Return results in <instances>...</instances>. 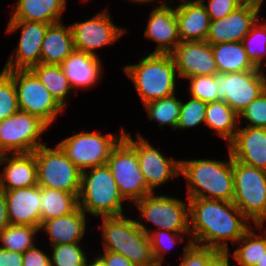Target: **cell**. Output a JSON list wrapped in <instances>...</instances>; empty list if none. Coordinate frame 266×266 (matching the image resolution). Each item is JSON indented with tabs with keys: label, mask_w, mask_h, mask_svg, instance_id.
I'll return each instance as SVG.
<instances>
[{
	"label": "cell",
	"mask_w": 266,
	"mask_h": 266,
	"mask_svg": "<svg viewBox=\"0 0 266 266\" xmlns=\"http://www.w3.org/2000/svg\"><path fill=\"white\" fill-rule=\"evenodd\" d=\"M192 242L228 252V241L236 242L250 229L249 220L233 203L225 200L187 198ZM248 224V225H247Z\"/></svg>",
	"instance_id": "1"
},
{
	"label": "cell",
	"mask_w": 266,
	"mask_h": 266,
	"mask_svg": "<svg viewBox=\"0 0 266 266\" xmlns=\"http://www.w3.org/2000/svg\"><path fill=\"white\" fill-rule=\"evenodd\" d=\"M180 175L187 180V198L234 199L233 157L229 161L213 159L181 160Z\"/></svg>",
	"instance_id": "2"
},
{
	"label": "cell",
	"mask_w": 266,
	"mask_h": 266,
	"mask_svg": "<svg viewBox=\"0 0 266 266\" xmlns=\"http://www.w3.org/2000/svg\"><path fill=\"white\" fill-rule=\"evenodd\" d=\"M144 104L175 94L176 73L171 54L150 53L123 68Z\"/></svg>",
	"instance_id": "3"
},
{
	"label": "cell",
	"mask_w": 266,
	"mask_h": 266,
	"mask_svg": "<svg viewBox=\"0 0 266 266\" xmlns=\"http://www.w3.org/2000/svg\"><path fill=\"white\" fill-rule=\"evenodd\" d=\"M124 201L107 164L81 172L78 207L85 213L99 217L122 216Z\"/></svg>",
	"instance_id": "4"
},
{
	"label": "cell",
	"mask_w": 266,
	"mask_h": 266,
	"mask_svg": "<svg viewBox=\"0 0 266 266\" xmlns=\"http://www.w3.org/2000/svg\"><path fill=\"white\" fill-rule=\"evenodd\" d=\"M104 250L125 256L135 266L152 265L151 243L136 220L122 216L101 217Z\"/></svg>",
	"instance_id": "5"
},
{
	"label": "cell",
	"mask_w": 266,
	"mask_h": 266,
	"mask_svg": "<svg viewBox=\"0 0 266 266\" xmlns=\"http://www.w3.org/2000/svg\"><path fill=\"white\" fill-rule=\"evenodd\" d=\"M233 178L232 202L255 227L261 228L266 221V171L233 159Z\"/></svg>",
	"instance_id": "6"
},
{
	"label": "cell",
	"mask_w": 266,
	"mask_h": 266,
	"mask_svg": "<svg viewBox=\"0 0 266 266\" xmlns=\"http://www.w3.org/2000/svg\"><path fill=\"white\" fill-rule=\"evenodd\" d=\"M33 153L37 163V185L79 197L82 171L58 144L55 148L41 145Z\"/></svg>",
	"instance_id": "7"
},
{
	"label": "cell",
	"mask_w": 266,
	"mask_h": 266,
	"mask_svg": "<svg viewBox=\"0 0 266 266\" xmlns=\"http://www.w3.org/2000/svg\"><path fill=\"white\" fill-rule=\"evenodd\" d=\"M14 81L19 110L38 117L48 127L62 112L63 107L55 100L38 77L29 70H4Z\"/></svg>",
	"instance_id": "8"
},
{
	"label": "cell",
	"mask_w": 266,
	"mask_h": 266,
	"mask_svg": "<svg viewBox=\"0 0 266 266\" xmlns=\"http://www.w3.org/2000/svg\"><path fill=\"white\" fill-rule=\"evenodd\" d=\"M125 131L119 135L98 132H79L58 143L67 157L81 170L99 167L107 164L113 148L123 138Z\"/></svg>",
	"instance_id": "9"
},
{
	"label": "cell",
	"mask_w": 266,
	"mask_h": 266,
	"mask_svg": "<svg viewBox=\"0 0 266 266\" xmlns=\"http://www.w3.org/2000/svg\"><path fill=\"white\" fill-rule=\"evenodd\" d=\"M107 166L121 195L125 200H130V204L151 194L141 173L136 151L124 138L113 148Z\"/></svg>",
	"instance_id": "10"
},
{
	"label": "cell",
	"mask_w": 266,
	"mask_h": 266,
	"mask_svg": "<svg viewBox=\"0 0 266 266\" xmlns=\"http://www.w3.org/2000/svg\"><path fill=\"white\" fill-rule=\"evenodd\" d=\"M47 128L38 117L18 110L0 122V155L34 152L44 145L38 139Z\"/></svg>",
	"instance_id": "11"
},
{
	"label": "cell",
	"mask_w": 266,
	"mask_h": 266,
	"mask_svg": "<svg viewBox=\"0 0 266 266\" xmlns=\"http://www.w3.org/2000/svg\"><path fill=\"white\" fill-rule=\"evenodd\" d=\"M133 204L139 209V217L152 222L157 230L190 233L189 206L184 200L151 193Z\"/></svg>",
	"instance_id": "12"
},
{
	"label": "cell",
	"mask_w": 266,
	"mask_h": 266,
	"mask_svg": "<svg viewBox=\"0 0 266 266\" xmlns=\"http://www.w3.org/2000/svg\"><path fill=\"white\" fill-rule=\"evenodd\" d=\"M264 70L216 73L218 101H225L238 115L266 89Z\"/></svg>",
	"instance_id": "13"
},
{
	"label": "cell",
	"mask_w": 266,
	"mask_h": 266,
	"mask_svg": "<svg viewBox=\"0 0 266 266\" xmlns=\"http://www.w3.org/2000/svg\"><path fill=\"white\" fill-rule=\"evenodd\" d=\"M123 138L135 149L141 173L151 193H155L154 189L169 179L180 176L181 160L165 158L138 132L136 141L127 132L124 133Z\"/></svg>",
	"instance_id": "14"
},
{
	"label": "cell",
	"mask_w": 266,
	"mask_h": 266,
	"mask_svg": "<svg viewBox=\"0 0 266 266\" xmlns=\"http://www.w3.org/2000/svg\"><path fill=\"white\" fill-rule=\"evenodd\" d=\"M49 25L35 21L10 20L6 33L21 28V34L18 47L14 50L16 52L9 57L3 70H29L40 64L41 46Z\"/></svg>",
	"instance_id": "15"
},
{
	"label": "cell",
	"mask_w": 266,
	"mask_h": 266,
	"mask_svg": "<svg viewBox=\"0 0 266 266\" xmlns=\"http://www.w3.org/2000/svg\"><path fill=\"white\" fill-rule=\"evenodd\" d=\"M110 17L108 11L104 10L86 21L71 24L75 50L97 56L95 49L113 44L127 32L113 24Z\"/></svg>",
	"instance_id": "16"
},
{
	"label": "cell",
	"mask_w": 266,
	"mask_h": 266,
	"mask_svg": "<svg viewBox=\"0 0 266 266\" xmlns=\"http://www.w3.org/2000/svg\"><path fill=\"white\" fill-rule=\"evenodd\" d=\"M170 54L181 78L218 73L212 46L206 41H181Z\"/></svg>",
	"instance_id": "17"
},
{
	"label": "cell",
	"mask_w": 266,
	"mask_h": 266,
	"mask_svg": "<svg viewBox=\"0 0 266 266\" xmlns=\"http://www.w3.org/2000/svg\"><path fill=\"white\" fill-rule=\"evenodd\" d=\"M260 10L252 6H238L222 19L210 21L206 42L210 44L241 42L259 19Z\"/></svg>",
	"instance_id": "18"
},
{
	"label": "cell",
	"mask_w": 266,
	"mask_h": 266,
	"mask_svg": "<svg viewBox=\"0 0 266 266\" xmlns=\"http://www.w3.org/2000/svg\"><path fill=\"white\" fill-rule=\"evenodd\" d=\"M144 36L157 43L152 53L170 54L181 42L175 7H169L164 0L159 6H155L150 12Z\"/></svg>",
	"instance_id": "19"
},
{
	"label": "cell",
	"mask_w": 266,
	"mask_h": 266,
	"mask_svg": "<svg viewBox=\"0 0 266 266\" xmlns=\"http://www.w3.org/2000/svg\"><path fill=\"white\" fill-rule=\"evenodd\" d=\"M7 212L10 225L39 227L41 225V187L6 190Z\"/></svg>",
	"instance_id": "20"
},
{
	"label": "cell",
	"mask_w": 266,
	"mask_h": 266,
	"mask_svg": "<svg viewBox=\"0 0 266 266\" xmlns=\"http://www.w3.org/2000/svg\"><path fill=\"white\" fill-rule=\"evenodd\" d=\"M228 148L234 160L266 171V128L240 126Z\"/></svg>",
	"instance_id": "21"
},
{
	"label": "cell",
	"mask_w": 266,
	"mask_h": 266,
	"mask_svg": "<svg viewBox=\"0 0 266 266\" xmlns=\"http://www.w3.org/2000/svg\"><path fill=\"white\" fill-rule=\"evenodd\" d=\"M4 162L6 165L0 174V189L6 191L37 185V163L33 152L1 154L0 165Z\"/></svg>",
	"instance_id": "22"
},
{
	"label": "cell",
	"mask_w": 266,
	"mask_h": 266,
	"mask_svg": "<svg viewBox=\"0 0 266 266\" xmlns=\"http://www.w3.org/2000/svg\"><path fill=\"white\" fill-rule=\"evenodd\" d=\"M181 41H206L210 17L199 0H181L175 7Z\"/></svg>",
	"instance_id": "23"
},
{
	"label": "cell",
	"mask_w": 266,
	"mask_h": 266,
	"mask_svg": "<svg viewBox=\"0 0 266 266\" xmlns=\"http://www.w3.org/2000/svg\"><path fill=\"white\" fill-rule=\"evenodd\" d=\"M60 66L72 89L74 87L85 89L94 86L101 79L103 70L98 56L79 50H74Z\"/></svg>",
	"instance_id": "24"
},
{
	"label": "cell",
	"mask_w": 266,
	"mask_h": 266,
	"mask_svg": "<svg viewBox=\"0 0 266 266\" xmlns=\"http://www.w3.org/2000/svg\"><path fill=\"white\" fill-rule=\"evenodd\" d=\"M85 214L77 207L72 213L42 222L39 229L48 233L51 246L79 243L86 232Z\"/></svg>",
	"instance_id": "25"
},
{
	"label": "cell",
	"mask_w": 266,
	"mask_h": 266,
	"mask_svg": "<svg viewBox=\"0 0 266 266\" xmlns=\"http://www.w3.org/2000/svg\"><path fill=\"white\" fill-rule=\"evenodd\" d=\"M75 50L72 31L69 26L58 22L48 26L42 46L41 63L60 65Z\"/></svg>",
	"instance_id": "26"
},
{
	"label": "cell",
	"mask_w": 266,
	"mask_h": 266,
	"mask_svg": "<svg viewBox=\"0 0 266 266\" xmlns=\"http://www.w3.org/2000/svg\"><path fill=\"white\" fill-rule=\"evenodd\" d=\"M67 0H18L10 20L55 24L61 22Z\"/></svg>",
	"instance_id": "27"
},
{
	"label": "cell",
	"mask_w": 266,
	"mask_h": 266,
	"mask_svg": "<svg viewBox=\"0 0 266 266\" xmlns=\"http://www.w3.org/2000/svg\"><path fill=\"white\" fill-rule=\"evenodd\" d=\"M211 46L218 73L261 70L251 63L242 42H225Z\"/></svg>",
	"instance_id": "28"
},
{
	"label": "cell",
	"mask_w": 266,
	"mask_h": 266,
	"mask_svg": "<svg viewBox=\"0 0 266 266\" xmlns=\"http://www.w3.org/2000/svg\"><path fill=\"white\" fill-rule=\"evenodd\" d=\"M239 120V115L225 101L207 103L205 124L225 139L228 142L227 145L235 138L239 129L237 122H241Z\"/></svg>",
	"instance_id": "29"
},
{
	"label": "cell",
	"mask_w": 266,
	"mask_h": 266,
	"mask_svg": "<svg viewBox=\"0 0 266 266\" xmlns=\"http://www.w3.org/2000/svg\"><path fill=\"white\" fill-rule=\"evenodd\" d=\"M41 223L72 213L78 207L75 194L41 187Z\"/></svg>",
	"instance_id": "30"
},
{
	"label": "cell",
	"mask_w": 266,
	"mask_h": 266,
	"mask_svg": "<svg viewBox=\"0 0 266 266\" xmlns=\"http://www.w3.org/2000/svg\"><path fill=\"white\" fill-rule=\"evenodd\" d=\"M48 89L55 100L64 108L72 91L69 80L60 65L38 64L30 69Z\"/></svg>",
	"instance_id": "31"
},
{
	"label": "cell",
	"mask_w": 266,
	"mask_h": 266,
	"mask_svg": "<svg viewBox=\"0 0 266 266\" xmlns=\"http://www.w3.org/2000/svg\"><path fill=\"white\" fill-rule=\"evenodd\" d=\"M241 242L230 255L240 266H255L266 253V232L260 235L250 229L237 241Z\"/></svg>",
	"instance_id": "32"
},
{
	"label": "cell",
	"mask_w": 266,
	"mask_h": 266,
	"mask_svg": "<svg viewBox=\"0 0 266 266\" xmlns=\"http://www.w3.org/2000/svg\"><path fill=\"white\" fill-rule=\"evenodd\" d=\"M39 227L8 225L0 232V247L23 254L35 246L34 237Z\"/></svg>",
	"instance_id": "33"
},
{
	"label": "cell",
	"mask_w": 266,
	"mask_h": 266,
	"mask_svg": "<svg viewBox=\"0 0 266 266\" xmlns=\"http://www.w3.org/2000/svg\"><path fill=\"white\" fill-rule=\"evenodd\" d=\"M145 109L147 110L150 120H156L159 124V127H164V125L171 126L176 130L181 100H178L175 94L160 98L158 100L150 101L144 104Z\"/></svg>",
	"instance_id": "34"
},
{
	"label": "cell",
	"mask_w": 266,
	"mask_h": 266,
	"mask_svg": "<svg viewBox=\"0 0 266 266\" xmlns=\"http://www.w3.org/2000/svg\"><path fill=\"white\" fill-rule=\"evenodd\" d=\"M241 42L251 63L263 70L266 67V62L262 64L266 56V23L260 24L258 19Z\"/></svg>",
	"instance_id": "35"
},
{
	"label": "cell",
	"mask_w": 266,
	"mask_h": 266,
	"mask_svg": "<svg viewBox=\"0 0 266 266\" xmlns=\"http://www.w3.org/2000/svg\"><path fill=\"white\" fill-rule=\"evenodd\" d=\"M136 223L145 233H147L149 241L151 243V252L154 262L160 265H162V259H164L163 254H167L168 249L170 250V247L174 246V244L176 243L175 241H177L178 239V235H190V233H176L167 230L148 231L145 225L142 224L143 222L136 220Z\"/></svg>",
	"instance_id": "36"
},
{
	"label": "cell",
	"mask_w": 266,
	"mask_h": 266,
	"mask_svg": "<svg viewBox=\"0 0 266 266\" xmlns=\"http://www.w3.org/2000/svg\"><path fill=\"white\" fill-rule=\"evenodd\" d=\"M51 266H85L86 255L79 243L52 246Z\"/></svg>",
	"instance_id": "37"
},
{
	"label": "cell",
	"mask_w": 266,
	"mask_h": 266,
	"mask_svg": "<svg viewBox=\"0 0 266 266\" xmlns=\"http://www.w3.org/2000/svg\"><path fill=\"white\" fill-rule=\"evenodd\" d=\"M18 110L17 90L14 81L2 70L0 73V122Z\"/></svg>",
	"instance_id": "38"
},
{
	"label": "cell",
	"mask_w": 266,
	"mask_h": 266,
	"mask_svg": "<svg viewBox=\"0 0 266 266\" xmlns=\"http://www.w3.org/2000/svg\"><path fill=\"white\" fill-rule=\"evenodd\" d=\"M207 103L190 98L186 103L181 102L179 120L176 129L196 127L200 123L205 124Z\"/></svg>",
	"instance_id": "39"
},
{
	"label": "cell",
	"mask_w": 266,
	"mask_h": 266,
	"mask_svg": "<svg viewBox=\"0 0 266 266\" xmlns=\"http://www.w3.org/2000/svg\"><path fill=\"white\" fill-rule=\"evenodd\" d=\"M189 85L190 97L205 103L218 101V90L215 75H197L191 78Z\"/></svg>",
	"instance_id": "40"
},
{
	"label": "cell",
	"mask_w": 266,
	"mask_h": 266,
	"mask_svg": "<svg viewBox=\"0 0 266 266\" xmlns=\"http://www.w3.org/2000/svg\"><path fill=\"white\" fill-rule=\"evenodd\" d=\"M221 251L194 244L192 240L184 247V256L179 266H208Z\"/></svg>",
	"instance_id": "41"
},
{
	"label": "cell",
	"mask_w": 266,
	"mask_h": 266,
	"mask_svg": "<svg viewBox=\"0 0 266 266\" xmlns=\"http://www.w3.org/2000/svg\"><path fill=\"white\" fill-rule=\"evenodd\" d=\"M247 127L266 128V89L239 114Z\"/></svg>",
	"instance_id": "42"
},
{
	"label": "cell",
	"mask_w": 266,
	"mask_h": 266,
	"mask_svg": "<svg viewBox=\"0 0 266 266\" xmlns=\"http://www.w3.org/2000/svg\"><path fill=\"white\" fill-rule=\"evenodd\" d=\"M199 1L205 7L210 21L222 19L240 6L235 0H208V5L203 0Z\"/></svg>",
	"instance_id": "43"
},
{
	"label": "cell",
	"mask_w": 266,
	"mask_h": 266,
	"mask_svg": "<svg viewBox=\"0 0 266 266\" xmlns=\"http://www.w3.org/2000/svg\"><path fill=\"white\" fill-rule=\"evenodd\" d=\"M23 266H51V257L34 246L23 253Z\"/></svg>",
	"instance_id": "44"
},
{
	"label": "cell",
	"mask_w": 266,
	"mask_h": 266,
	"mask_svg": "<svg viewBox=\"0 0 266 266\" xmlns=\"http://www.w3.org/2000/svg\"><path fill=\"white\" fill-rule=\"evenodd\" d=\"M0 266H23V254L0 247Z\"/></svg>",
	"instance_id": "45"
},
{
	"label": "cell",
	"mask_w": 266,
	"mask_h": 266,
	"mask_svg": "<svg viewBox=\"0 0 266 266\" xmlns=\"http://www.w3.org/2000/svg\"><path fill=\"white\" fill-rule=\"evenodd\" d=\"M100 258L104 261L106 266H135L125 256L109 250H104V254Z\"/></svg>",
	"instance_id": "46"
},
{
	"label": "cell",
	"mask_w": 266,
	"mask_h": 266,
	"mask_svg": "<svg viewBox=\"0 0 266 266\" xmlns=\"http://www.w3.org/2000/svg\"><path fill=\"white\" fill-rule=\"evenodd\" d=\"M8 225H10V223L7 212V200L5 192L0 189V232Z\"/></svg>",
	"instance_id": "47"
},
{
	"label": "cell",
	"mask_w": 266,
	"mask_h": 266,
	"mask_svg": "<svg viewBox=\"0 0 266 266\" xmlns=\"http://www.w3.org/2000/svg\"><path fill=\"white\" fill-rule=\"evenodd\" d=\"M208 266H231L229 263V251L220 252L209 264Z\"/></svg>",
	"instance_id": "48"
},
{
	"label": "cell",
	"mask_w": 266,
	"mask_h": 266,
	"mask_svg": "<svg viewBox=\"0 0 266 266\" xmlns=\"http://www.w3.org/2000/svg\"><path fill=\"white\" fill-rule=\"evenodd\" d=\"M240 6H252L261 8L264 0H235Z\"/></svg>",
	"instance_id": "49"
},
{
	"label": "cell",
	"mask_w": 266,
	"mask_h": 266,
	"mask_svg": "<svg viewBox=\"0 0 266 266\" xmlns=\"http://www.w3.org/2000/svg\"><path fill=\"white\" fill-rule=\"evenodd\" d=\"M85 266H106V264L99 256H97L90 264L86 262Z\"/></svg>",
	"instance_id": "50"
},
{
	"label": "cell",
	"mask_w": 266,
	"mask_h": 266,
	"mask_svg": "<svg viewBox=\"0 0 266 266\" xmlns=\"http://www.w3.org/2000/svg\"><path fill=\"white\" fill-rule=\"evenodd\" d=\"M255 266H266V253L262 256L260 261H258Z\"/></svg>",
	"instance_id": "51"
},
{
	"label": "cell",
	"mask_w": 266,
	"mask_h": 266,
	"mask_svg": "<svg viewBox=\"0 0 266 266\" xmlns=\"http://www.w3.org/2000/svg\"><path fill=\"white\" fill-rule=\"evenodd\" d=\"M131 1H133L134 3L135 2H138V3H150V2H152V1H154L155 2V0H131ZM165 1V0H164Z\"/></svg>",
	"instance_id": "52"
},
{
	"label": "cell",
	"mask_w": 266,
	"mask_h": 266,
	"mask_svg": "<svg viewBox=\"0 0 266 266\" xmlns=\"http://www.w3.org/2000/svg\"><path fill=\"white\" fill-rule=\"evenodd\" d=\"M138 266H162V265H160V264H157L156 262L154 263V264H152V265H138Z\"/></svg>",
	"instance_id": "53"
}]
</instances>
